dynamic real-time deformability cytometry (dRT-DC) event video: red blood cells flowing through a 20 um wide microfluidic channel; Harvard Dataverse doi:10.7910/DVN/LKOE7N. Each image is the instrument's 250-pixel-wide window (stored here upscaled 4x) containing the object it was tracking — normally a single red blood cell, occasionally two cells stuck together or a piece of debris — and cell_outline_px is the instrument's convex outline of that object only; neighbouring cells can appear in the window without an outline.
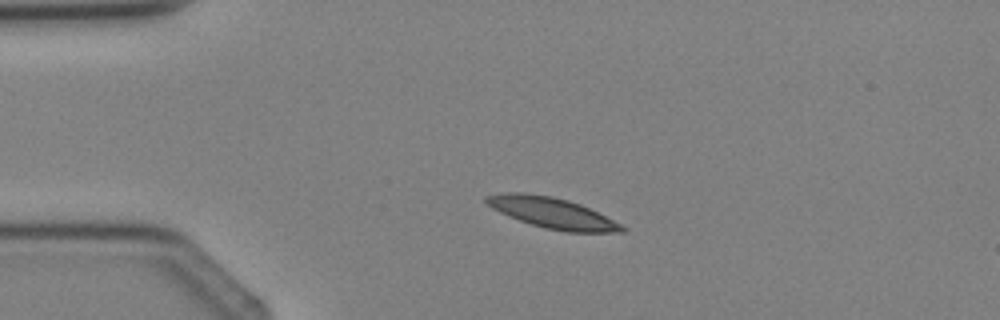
{"species": "Egyptian fruit bat (a non-hibernating species)", "species_latin": "Rousettus aegyptiacus", "temperature_condition": "cold", "stored_images_in_passage": 4, "camera_frame_rate_fps": 3000, "um_per_image_px": 0.085, "animal": {"sex": "female"}, "frame": {"image": 1, "passage_image": 3, "time_ms": 2.0, "image_size_px": [1000, 320], "cell_outline_px": [[628, 228], [624, 232], [568, 232], [544, 228], [508, 216], [492, 208], [484, 200], [484, 196], [504, 192], [524, 192], [552, 196], [568, 200], [580, 204]], "centroid_in_image_um": [46.9, 18.09], "position_along_channel_um": 38.1, "area_um2": 24.1}}
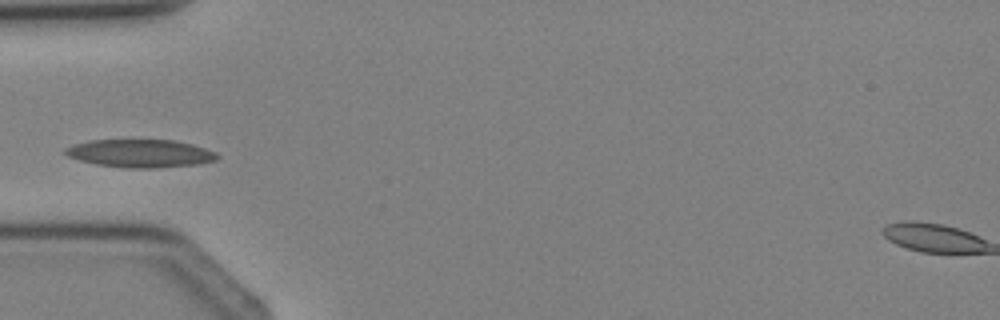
{"frame": {"image": 2, "passage_image": 4, "time_ms": 3.333, "image_size_px": [1000, 320], "cell_outline_px": [[220, 156], [216, 160], [196, 164], [156, 168], [128, 168], [96, 164], [80, 160], [68, 156], [64, 152], [64, 148], [72, 144], [88, 140], [176, 140], [192, 144], [216, 152]], "centroid_in_image_um": [11.91, 13.03], "position_along_channel_um": 73.1, "area_um2": 24.8}}